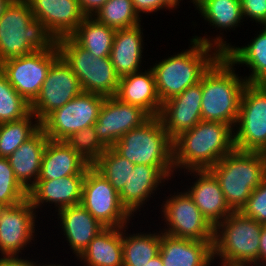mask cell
Masks as SVG:
<instances>
[{"instance_id": "obj_1", "label": "cell", "mask_w": 266, "mask_h": 266, "mask_svg": "<svg viewBox=\"0 0 266 266\" xmlns=\"http://www.w3.org/2000/svg\"><path fill=\"white\" fill-rule=\"evenodd\" d=\"M210 39L195 36L191 39V49L155 63L152 70L156 91L162 103L199 83L210 66L232 47L220 36ZM211 49L215 51L212 54Z\"/></svg>"}, {"instance_id": "obj_2", "label": "cell", "mask_w": 266, "mask_h": 266, "mask_svg": "<svg viewBox=\"0 0 266 266\" xmlns=\"http://www.w3.org/2000/svg\"><path fill=\"white\" fill-rule=\"evenodd\" d=\"M231 125L222 122L200 121L192 129L173 139L175 168L210 169L224 156L235 150Z\"/></svg>"}, {"instance_id": "obj_3", "label": "cell", "mask_w": 266, "mask_h": 266, "mask_svg": "<svg viewBox=\"0 0 266 266\" xmlns=\"http://www.w3.org/2000/svg\"><path fill=\"white\" fill-rule=\"evenodd\" d=\"M56 44L44 24L34 18L26 0H12L0 16V63L51 50Z\"/></svg>"}, {"instance_id": "obj_4", "label": "cell", "mask_w": 266, "mask_h": 266, "mask_svg": "<svg viewBox=\"0 0 266 266\" xmlns=\"http://www.w3.org/2000/svg\"><path fill=\"white\" fill-rule=\"evenodd\" d=\"M221 55L202 76V121L222 122L235 127L246 79L238 77Z\"/></svg>"}, {"instance_id": "obj_5", "label": "cell", "mask_w": 266, "mask_h": 266, "mask_svg": "<svg viewBox=\"0 0 266 266\" xmlns=\"http://www.w3.org/2000/svg\"><path fill=\"white\" fill-rule=\"evenodd\" d=\"M209 170L217 178L229 207L240 211L266 176V162L262 152L235 149Z\"/></svg>"}, {"instance_id": "obj_6", "label": "cell", "mask_w": 266, "mask_h": 266, "mask_svg": "<svg viewBox=\"0 0 266 266\" xmlns=\"http://www.w3.org/2000/svg\"><path fill=\"white\" fill-rule=\"evenodd\" d=\"M263 224L233 211L214 227L213 260L220 256L221 266H245L259 262ZM221 229V231H220Z\"/></svg>"}, {"instance_id": "obj_7", "label": "cell", "mask_w": 266, "mask_h": 266, "mask_svg": "<svg viewBox=\"0 0 266 266\" xmlns=\"http://www.w3.org/2000/svg\"><path fill=\"white\" fill-rule=\"evenodd\" d=\"M112 148L135 165L174 166L173 139L158 116L125 133Z\"/></svg>"}, {"instance_id": "obj_8", "label": "cell", "mask_w": 266, "mask_h": 266, "mask_svg": "<svg viewBox=\"0 0 266 266\" xmlns=\"http://www.w3.org/2000/svg\"><path fill=\"white\" fill-rule=\"evenodd\" d=\"M60 56L77 76L83 92L104 97L115 96L120 77L110 57H94L70 36L57 39Z\"/></svg>"}, {"instance_id": "obj_9", "label": "cell", "mask_w": 266, "mask_h": 266, "mask_svg": "<svg viewBox=\"0 0 266 266\" xmlns=\"http://www.w3.org/2000/svg\"><path fill=\"white\" fill-rule=\"evenodd\" d=\"M236 125V150L262 152L266 148V84L244 87Z\"/></svg>"}, {"instance_id": "obj_10", "label": "cell", "mask_w": 266, "mask_h": 266, "mask_svg": "<svg viewBox=\"0 0 266 266\" xmlns=\"http://www.w3.org/2000/svg\"><path fill=\"white\" fill-rule=\"evenodd\" d=\"M105 97L81 92L64 106L55 109L41 122V129L49 140L64 141L71 134L92 126L98 118Z\"/></svg>"}, {"instance_id": "obj_11", "label": "cell", "mask_w": 266, "mask_h": 266, "mask_svg": "<svg viewBox=\"0 0 266 266\" xmlns=\"http://www.w3.org/2000/svg\"><path fill=\"white\" fill-rule=\"evenodd\" d=\"M60 57L57 44L0 63V70L14 89L31 105L38 97L51 65Z\"/></svg>"}, {"instance_id": "obj_12", "label": "cell", "mask_w": 266, "mask_h": 266, "mask_svg": "<svg viewBox=\"0 0 266 266\" xmlns=\"http://www.w3.org/2000/svg\"><path fill=\"white\" fill-rule=\"evenodd\" d=\"M80 204L105 228L126 227L132 217L119 193L92 166L86 171Z\"/></svg>"}, {"instance_id": "obj_13", "label": "cell", "mask_w": 266, "mask_h": 266, "mask_svg": "<svg viewBox=\"0 0 266 266\" xmlns=\"http://www.w3.org/2000/svg\"><path fill=\"white\" fill-rule=\"evenodd\" d=\"M168 228L164 234L200 242H213L214 227L202 215L191 196L186 192L171 196L164 206Z\"/></svg>"}, {"instance_id": "obj_14", "label": "cell", "mask_w": 266, "mask_h": 266, "mask_svg": "<svg viewBox=\"0 0 266 266\" xmlns=\"http://www.w3.org/2000/svg\"><path fill=\"white\" fill-rule=\"evenodd\" d=\"M81 92L77 76L60 56L51 65L38 97L31 104V112L36 116L35 120L41 122Z\"/></svg>"}, {"instance_id": "obj_15", "label": "cell", "mask_w": 266, "mask_h": 266, "mask_svg": "<svg viewBox=\"0 0 266 266\" xmlns=\"http://www.w3.org/2000/svg\"><path fill=\"white\" fill-rule=\"evenodd\" d=\"M150 118L142 108L111 96L105 97L93 127L100 142L106 148H112L125 133L140 127Z\"/></svg>"}, {"instance_id": "obj_16", "label": "cell", "mask_w": 266, "mask_h": 266, "mask_svg": "<svg viewBox=\"0 0 266 266\" xmlns=\"http://www.w3.org/2000/svg\"><path fill=\"white\" fill-rule=\"evenodd\" d=\"M34 207L25 199L19 204L6 206L0 214V251L2 256L17 255L34 238Z\"/></svg>"}, {"instance_id": "obj_17", "label": "cell", "mask_w": 266, "mask_h": 266, "mask_svg": "<svg viewBox=\"0 0 266 266\" xmlns=\"http://www.w3.org/2000/svg\"><path fill=\"white\" fill-rule=\"evenodd\" d=\"M201 103L202 78L196 85L162 103L158 117L172 139L202 121Z\"/></svg>"}, {"instance_id": "obj_18", "label": "cell", "mask_w": 266, "mask_h": 266, "mask_svg": "<svg viewBox=\"0 0 266 266\" xmlns=\"http://www.w3.org/2000/svg\"><path fill=\"white\" fill-rule=\"evenodd\" d=\"M34 18L57 40L70 36L85 18L78 0H26Z\"/></svg>"}, {"instance_id": "obj_19", "label": "cell", "mask_w": 266, "mask_h": 266, "mask_svg": "<svg viewBox=\"0 0 266 266\" xmlns=\"http://www.w3.org/2000/svg\"><path fill=\"white\" fill-rule=\"evenodd\" d=\"M172 172H174V166L136 164L133 172L130 173L127 184L119 193L121 204L133 215L144 204L145 200L147 201L151 193H154L153 191L159 184L171 177Z\"/></svg>"}, {"instance_id": "obj_20", "label": "cell", "mask_w": 266, "mask_h": 266, "mask_svg": "<svg viewBox=\"0 0 266 266\" xmlns=\"http://www.w3.org/2000/svg\"><path fill=\"white\" fill-rule=\"evenodd\" d=\"M188 172H195L199 178L194 182L191 189H188L187 193L202 215L215 227L226 219L233 210L227 204L217 178L209 169L190 170Z\"/></svg>"}, {"instance_id": "obj_21", "label": "cell", "mask_w": 266, "mask_h": 266, "mask_svg": "<svg viewBox=\"0 0 266 266\" xmlns=\"http://www.w3.org/2000/svg\"><path fill=\"white\" fill-rule=\"evenodd\" d=\"M85 176L71 175L56 180H38L28 191V199L35 209L44 202L54 203L58 211L78 205L81 202Z\"/></svg>"}, {"instance_id": "obj_22", "label": "cell", "mask_w": 266, "mask_h": 266, "mask_svg": "<svg viewBox=\"0 0 266 266\" xmlns=\"http://www.w3.org/2000/svg\"><path fill=\"white\" fill-rule=\"evenodd\" d=\"M92 165L65 141L48 140L38 180H56L71 175H86Z\"/></svg>"}, {"instance_id": "obj_23", "label": "cell", "mask_w": 266, "mask_h": 266, "mask_svg": "<svg viewBox=\"0 0 266 266\" xmlns=\"http://www.w3.org/2000/svg\"><path fill=\"white\" fill-rule=\"evenodd\" d=\"M213 242L177 238L161 232L160 250L163 266H209L213 261Z\"/></svg>"}, {"instance_id": "obj_24", "label": "cell", "mask_w": 266, "mask_h": 266, "mask_svg": "<svg viewBox=\"0 0 266 266\" xmlns=\"http://www.w3.org/2000/svg\"><path fill=\"white\" fill-rule=\"evenodd\" d=\"M115 97L124 103L142 108L151 117L158 116L162 107L152 68L121 77Z\"/></svg>"}, {"instance_id": "obj_25", "label": "cell", "mask_w": 266, "mask_h": 266, "mask_svg": "<svg viewBox=\"0 0 266 266\" xmlns=\"http://www.w3.org/2000/svg\"><path fill=\"white\" fill-rule=\"evenodd\" d=\"M48 140V136L40 128L7 157L15 178L27 192L39 179L42 157Z\"/></svg>"}, {"instance_id": "obj_26", "label": "cell", "mask_w": 266, "mask_h": 266, "mask_svg": "<svg viewBox=\"0 0 266 266\" xmlns=\"http://www.w3.org/2000/svg\"><path fill=\"white\" fill-rule=\"evenodd\" d=\"M62 229L71 249L79 257L94 237L105 227L102 226L81 204L58 211Z\"/></svg>"}, {"instance_id": "obj_27", "label": "cell", "mask_w": 266, "mask_h": 266, "mask_svg": "<svg viewBox=\"0 0 266 266\" xmlns=\"http://www.w3.org/2000/svg\"><path fill=\"white\" fill-rule=\"evenodd\" d=\"M140 24L116 30L110 59L117 75L121 78L138 72L142 58V32Z\"/></svg>"}, {"instance_id": "obj_28", "label": "cell", "mask_w": 266, "mask_h": 266, "mask_svg": "<svg viewBox=\"0 0 266 266\" xmlns=\"http://www.w3.org/2000/svg\"><path fill=\"white\" fill-rule=\"evenodd\" d=\"M122 227L104 228L89 243L79 259L87 266H123Z\"/></svg>"}, {"instance_id": "obj_29", "label": "cell", "mask_w": 266, "mask_h": 266, "mask_svg": "<svg viewBox=\"0 0 266 266\" xmlns=\"http://www.w3.org/2000/svg\"><path fill=\"white\" fill-rule=\"evenodd\" d=\"M257 37L245 47H231L224 56L233 64H245L250 69L251 75L247 84H266V25Z\"/></svg>"}, {"instance_id": "obj_30", "label": "cell", "mask_w": 266, "mask_h": 266, "mask_svg": "<svg viewBox=\"0 0 266 266\" xmlns=\"http://www.w3.org/2000/svg\"><path fill=\"white\" fill-rule=\"evenodd\" d=\"M115 33L94 17H85L70 37L94 57H110Z\"/></svg>"}, {"instance_id": "obj_31", "label": "cell", "mask_w": 266, "mask_h": 266, "mask_svg": "<svg viewBox=\"0 0 266 266\" xmlns=\"http://www.w3.org/2000/svg\"><path fill=\"white\" fill-rule=\"evenodd\" d=\"M122 227L123 266H146L159 254L161 233L125 236Z\"/></svg>"}, {"instance_id": "obj_32", "label": "cell", "mask_w": 266, "mask_h": 266, "mask_svg": "<svg viewBox=\"0 0 266 266\" xmlns=\"http://www.w3.org/2000/svg\"><path fill=\"white\" fill-rule=\"evenodd\" d=\"M195 5L204 19L218 28L233 29L243 18L240 0H197Z\"/></svg>"}, {"instance_id": "obj_33", "label": "cell", "mask_w": 266, "mask_h": 266, "mask_svg": "<svg viewBox=\"0 0 266 266\" xmlns=\"http://www.w3.org/2000/svg\"><path fill=\"white\" fill-rule=\"evenodd\" d=\"M135 164L120 156L113 148H107L92 164V167L101 174L111 186L120 193L127 184L130 173Z\"/></svg>"}, {"instance_id": "obj_34", "label": "cell", "mask_w": 266, "mask_h": 266, "mask_svg": "<svg viewBox=\"0 0 266 266\" xmlns=\"http://www.w3.org/2000/svg\"><path fill=\"white\" fill-rule=\"evenodd\" d=\"M33 117L36 118L31 112L21 120L0 123V157L10 156L41 128L38 120L32 124Z\"/></svg>"}, {"instance_id": "obj_35", "label": "cell", "mask_w": 266, "mask_h": 266, "mask_svg": "<svg viewBox=\"0 0 266 266\" xmlns=\"http://www.w3.org/2000/svg\"><path fill=\"white\" fill-rule=\"evenodd\" d=\"M95 16L93 17L100 23L115 30L137 26L141 21L132 0H108Z\"/></svg>"}, {"instance_id": "obj_36", "label": "cell", "mask_w": 266, "mask_h": 266, "mask_svg": "<svg viewBox=\"0 0 266 266\" xmlns=\"http://www.w3.org/2000/svg\"><path fill=\"white\" fill-rule=\"evenodd\" d=\"M31 113V105L14 89L0 70V123L17 121Z\"/></svg>"}, {"instance_id": "obj_37", "label": "cell", "mask_w": 266, "mask_h": 266, "mask_svg": "<svg viewBox=\"0 0 266 266\" xmlns=\"http://www.w3.org/2000/svg\"><path fill=\"white\" fill-rule=\"evenodd\" d=\"M64 141L91 165L107 149L100 142L93 125L71 134Z\"/></svg>"}, {"instance_id": "obj_38", "label": "cell", "mask_w": 266, "mask_h": 266, "mask_svg": "<svg viewBox=\"0 0 266 266\" xmlns=\"http://www.w3.org/2000/svg\"><path fill=\"white\" fill-rule=\"evenodd\" d=\"M27 198L28 192L15 178L8 158L0 157V203L13 206Z\"/></svg>"}, {"instance_id": "obj_39", "label": "cell", "mask_w": 266, "mask_h": 266, "mask_svg": "<svg viewBox=\"0 0 266 266\" xmlns=\"http://www.w3.org/2000/svg\"><path fill=\"white\" fill-rule=\"evenodd\" d=\"M240 212L244 216L266 225V176L260 185L252 191Z\"/></svg>"}, {"instance_id": "obj_40", "label": "cell", "mask_w": 266, "mask_h": 266, "mask_svg": "<svg viewBox=\"0 0 266 266\" xmlns=\"http://www.w3.org/2000/svg\"><path fill=\"white\" fill-rule=\"evenodd\" d=\"M243 18L248 16L266 25V0H240Z\"/></svg>"}, {"instance_id": "obj_41", "label": "cell", "mask_w": 266, "mask_h": 266, "mask_svg": "<svg viewBox=\"0 0 266 266\" xmlns=\"http://www.w3.org/2000/svg\"><path fill=\"white\" fill-rule=\"evenodd\" d=\"M133 7L136 13L139 15L143 13L157 12L162 8L170 9L165 3L164 0H132Z\"/></svg>"}, {"instance_id": "obj_42", "label": "cell", "mask_w": 266, "mask_h": 266, "mask_svg": "<svg viewBox=\"0 0 266 266\" xmlns=\"http://www.w3.org/2000/svg\"><path fill=\"white\" fill-rule=\"evenodd\" d=\"M108 0H78L85 17H93Z\"/></svg>"}, {"instance_id": "obj_43", "label": "cell", "mask_w": 266, "mask_h": 266, "mask_svg": "<svg viewBox=\"0 0 266 266\" xmlns=\"http://www.w3.org/2000/svg\"><path fill=\"white\" fill-rule=\"evenodd\" d=\"M15 255H6L0 258V266H39L34 264L32 261L18 258Z\"/></svg>"}, {"instance_id": "obj_44", "label": "cell", "mask_w": 266, "mask_h": 266, "mask_svg": "<svg viewBox=\"0 0 266 266\" xmlns=\"http://www.w3.org/2000/svg\"><path fill=\"white\" fill-rule=\"evenodd\" d=\"M261 261V264H266V225H263L260 236L259 262Z\"/></svg>"}, {"instance_id": "obj_45", "label": "cell", "mask_w": 266, "mask_h": 266, "mask_svg": "<svg viewBox=\"0 0 266 266\" xmlns=\"http://www.w3.org/2000/svg\"><path fill=\"white\" fill-rule=\"evenodd\" d=\"M146 266H163L161 256L158 254L156 257H153L151 260H149Z\"/></svg>"}, {"instance_id": "obj_46", "label": "cell", "mask_w": 266, "mask_h": 266, "mask_svg": "<svg viewBox=\"0 0 266 266\" xmlns=\"http://www.w3.org/2000/svg\"><path fill=\"white\" fill-rule=\"evenodd\" d=\"M181 0H164V3L171 9L176 8Z\"/></svg>"}, {"instance_id": "obj_47", "label": "cell", "mask_w": 266, "mask_h": 266, "mask_svg": "<svg viewBox=\"0 0 266 266\" xmlns=\"http://www.w3.org/2000/svg\"><path fill=\"white\" fill-rule=\"evenodd\" d=\"M12 0H0V16Z\"/></svg>"}, {"instance_id": "obj_48", "label": "cell", "mask_w": 266, "mask_h": 266, "mask_svg": "<svg viewBox=\"0 0 266 266\" xmlns=\"http://www.w3.org/2000/svg\"><path fill=\"white\" fill-rule=\"evenodd\" d=\"M6 206H4L2 203H0V214L1 212L3 211V209L5 208Z\"/></svg>"}, {"instance_id": "obj_49", "label": "cell", "mask_w": 266, "mask_h": 266, "mask_svg": "<svg viewBox=\"0 0 266 266\" xmlns=\"http://www.w3.org/2000/svg\"><path fill=\"white\" fill-rule=\"evenodd\" d=\"M263 155H264V159H265V162H266V148L262 151Z\"/></svg>"}, {"instance_id": "obj_50", "label": "cell", "mask_w": 266, "mask_h": 266, "mask_svg": "<svg viewBox=\"0 0 266 266\" xmlns=\"http://www.w3.org/2000/svg\"><path fill=\"white\" fill-rule=\"evenodd\" d=\"M39 266H42V265L39 264ZM43 266H61V265H60V264H59V265H54V264H52V265H51V264H50V265H46V264H45V265H43ZM63 266H64V265H63Z\"/></svg>"}, {"instance_id": "obj_51", "label": "cell", "mask_w": 266, "mask_h": 266, "mask_svg": "<svg viewBox=\"0 0 266 266\" xmlns=\"http://www.w3.org/2000/svg\"><path fill=\"white\" fill-rule=\"evenodd\" d=\"M259 264H260V263L257 262V263H256V266H258ZM245 266H250V265L247 264V265H245ZM252 266H253V265H252ZM259 266H261V264H260ZM263 266H266V264H265V265L263 264Z\"/></svg>"}]
</instances>
